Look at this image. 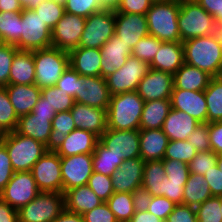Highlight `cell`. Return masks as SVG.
<instances>
[{
  "label": "cell",
  "instance_id": "cell-1",
  "mask_svg": "<svg viewBox=\"0 0 222 222\" xmlns=\"http://www.w3.org/2000/svg\"><path fill=\"white\" fill-rule=\"evenodd\" d=\"M184 63L216 77L222 62V34L216 32L182 42Z\"/></svg>",
  "mask_w": 222,
  "mask_h": 222
},
{
  "label": "cell",
  "instance_id": "cell-2",
  "mask_svg": "<svg viewBox=\"0 0 222 222\" xmlns=\"http://www.w3.org/2000/svg\"><path fill=\"white\" fill-rule=\"evenodd\" d=\"M143 107L144 100L137 91L112 95L107 109V129L140 130Z\"/></svg>",
  "mask_w": 222,
  "mask_h": 222
},
{
  "label": "cell",
  "instance_id": "cell-3",
  "mask_svg": "<svg viewBox=\"0 0 222 222\" xmlns=\"http://www.w3.org/2000/svg\"><path fill=\"white\" fill-rule=\"evenodd\" d=\"M179 11V1L152 2L150 9L146 12L149 35L163 42H181L178 27Z\"/></svg>",
  "mask_w": 222,
  "mask_h": 222
},
{
  "label": "cell",
  "instance_id": "cell-4",
  "mask_svg": "<svg viewBox=\"0 0 222 222\" xmlns=\"http://www.w3.org/2000/svg\"><path fill=\"white\" fill-rule=\"evenodd\" d=\"M1 143L6 147L14 172L31 171L47 152L43 143L16 131L5 133Z\"/></svg>",
  "mask_w": 222,
  "mask_h": 222
},
{
  "label": "cell",
  "instance_id": "cell-5",
  "mask_svg": "<svg viewBox=\"0 0 222 222\" xmlns=\"http://www.w3.org/2000/svg\"><path fill=\"white\" fill-rule=\"evenodd\" d=\"M178 27L181 42L218 32L214 17L206 12L195 0L180 2Z\"/></svg>",
  "mask_w": 222,
  "mask_h": 222
},
{
  "label": "cell",
  "instance_id": "cell-6",
  "mask_svg": "<svg viewBox=\"0 0 222 222\" xmlns=\"http://www.w3.org/2000/svg\"><path fill=\"white\" fill-rule=\"evenodd\" d=\"M35 84L40 88L56 85L63 72L70 66L69 52L55 47L33 50Z\"/></svg>",
  "mask_w": 222,
  "mask_h": 222
},
{
  "label": "cell",
  "instance_id": "cell-7",
  "mask_svg": "<svg viewBox=\"0 0 222 222\" xmlns=\"http://www.w3.org/2000/svg\"><path fill=\"white\" fill-rule=\"evenodd\" d=\"M64 210V193L40 192L18 210V219L19 222H53Z\"/></svg>",
  "mask_w": 222,
  "mask_h": 222
},
{
  "label": "cell",
  "instance_id": "cell-8",
  "mask_svg": "<svg viewBox=\"0 0 222 222\" xmlns=\"http://www.w3.org/2000/svg\"><path fill=\"white\" fill-rule=\"evenodd\" d=\"M51 29L33 10L21 12L20 50H37L52 47Z\"/></svg>",
  "mask_w": 222,
  "mask_h": 222
},
{
  "label": "cell",
  "instance_id": "cell-9",
  "mask_svg": "<svg viewBox=\"0 0 222 222\" xmlns=\"http://www.w3.org/2000/svg\"><path fill=\"white\" fill-rule=\"evenodd\" d=\"M115 33V10L103 9L86 18L78 47L100 49Z\"/></svg>",
  "mask_w": 222,
  "mask_h": 222
},
{
  "label": "cell",
  "instance_id": "cell-10",
  "mask_svg": "<svg viewBox=\"0 0 222 222\" xmlns=\"http://www.w3.org/2000/svg\"><path fill=\"white\" fill-rule=\"evenodd\" d=\"M149 70V63L130 55L124 66L106 77L110 95L137 91L139 82Z\"/></svg>",
  "mask_w": 222,
  "mask_h": 222
},
{
  "label": "cell",
  "instance_id": "cell-11",
  "mask_svg": "<svg viewBox=\"0 0 222 222\" xmlns=\"http://www.w3.org/2000/svg\"><path fill=\"white\" fill-rule=\"evenodd\" d=\"M40 193L31 171L14 172L12 178L0 192V198L15 210L28 204Z\"/></svg>",
  "mask_w": 222,
  "mask_h": 222
},
{
  "label": "cell",
  "instance_id": "cell-12",
  "mask_svg": "<svg viewBox=\"0 0 222 222\" xmlns=\"http://www.w3.org/2000/svg\"><path fill=\"white\" fill-rule=\"evenodd\" d=\"M31 173L40 192H62L61 160L56 152L47 151Z\"/></svg>",
  "mask_w": 222,
  "mask_h": 222
},
{
  "label": "cell",
  "instance_id": "cell-13",
  "mask_svg": "<svg viewBox=\"0 0 222 222\" xmlns=\"http://www.w3.org/2000/svg\"><path fill=\"white\" fill-rule=\"evenodd\" d=\"M85 24V17L65 12L51 31L52 47L67 52L78 47Z\"/></svg>",
  "mask_w": 222,
  "mask_h": 222
},
{
  "label": "cell",
  "instance_id": "cell-14",
  "mask_svg": "<svg viewBox=\"0 0 222 222\" xmlns=\"http://www.w3.org/2000/svg\"><path fill=\"white\" fill-rule=\"evenodd\" d=\"M62 193L75 187L87 185L93 174L92 154H77L60 157Z\"/></svg>",
  "mask_w": 222,
  "mask_h": 222
},
{
  "label": "cell",
  "instance_id": "cell-15",
  "mask_svg": "<svg viewBox=\"0 0 222 222\" xmlns=\"http://www.w3.org/2000/svg\"><path fill=\"white\" fill-rule=\"evenodd\" d=\"M99 142L123 161L140 157L139 130L107 129L99 137Z\"/></svg>",
  "mask_w": 222,
  "mask_h": 222
},
{
  "label": "cell",
  "instance_id": "cell-16",
  "mask_svg": "<svg viewBox=\"0 0 222 222\" xmlns=\"http://www.w3.org/2000/svg\"><path fill=\"white\" fill-rule=\"evenodd\" d=\"M110 97L106 78L101 76H81L79 78L78 94L74 97L75 102L107 110Z\"/></svg>",
  "mask_w": 222,
  "mask_h": 222
},
{
  "label": "cell",
  "instance_id": "cell-17",
  "mask_svg": "<svg viewBox=\"0 0 222 222\" xmlns=\"http://www.w3.org/2000/svg\"><path fill=\"white\" fill-rule=\"evenodd\" d=\"M173 86V74L150 68L139 82L137 92L144 102L170 99Z\"/></svg>",
  "mask_w": 222,
  "mask_h": 222
},
{
  "label": "cell",
  "instance_id": "cell-18",
  "mask_svg": "<svg viewBox=\"0 0 222 222\" xmlns=\"http://www.w3.org/2000/svg\"><path fill=\"white\" fill-rule=\"evenodd\" d=\"M131 49L143 37L149 35L146 15L115 13V33Z\"/></svg>",
  "mask_w": 222,
  "mask_h": 222
},
{
  "label": "cell",
  "instance_id": "cell-19",
  "mask_svg": "<svg viewBox=\"0 0 222 222\" xmlns=\"http://www.w3.org/2000/svg\"><path fill=\"white\" fill-rule=\"evenodd\" d=\"M172 109L183 111L199 123H207V103L204 91L173 90L170 96Z\"/></svg>",
  "mask_w": 222,
  "mask_h": 222
},
{
  "label": "cell",
  "instance_id": "cell-20",
  "mask_svg": "<svg viewBox=\"0 0 222 222\" xmlns=\"http://www.w3.org/2000/svg\"><path fill=\"white\" fill-rule=\"evenodd\" d=\"M145 162L140 158L124 160L111 175L114 192L132 193L141 187Z\"/></svg>",
  "mask_w": 222,
  "mask_h": 222
},
{
  "label": "cell",
  "instance_id": "cell-21",
  "mask_svg": "<svg viewBox=\"0 0 222 222\" xmlns=\"http://www.w3.org/2000/svg\"><path fill=\"white\" fill-rule=\"evenodd\" d=\"M76 128L100 137L107 130V110L75 102L70 109Z\"/></svg>",
  "mask_w": 222,
  "mask_h": 222
},
{
  "label": "cell",
  "instance_id": "cell-22",
  "mask_svg": "<svg viewBox=\"0 0 222 222\" xmlns=\"http://www.w3.org/2000/svg\"><path fill=\"white\" fill-rule=\"evenodd\" d=\"M101 77L106 78L125 65L132 49L115 34L100 48Z\"/></svg>",
  "mask_w": 222,
  "mask_h": 222
},
{
  "label": "cell",
  "instance_id": "cell-23",
  "mask_svg": "<svg viewBox=\"0 0 222 222\" xmlns=\"http://www.w3.org/2000/svg\"><path fill=\"white\" fill-rule=\"evenodd\" d=\"M99 137L91 131L76 128L67 136L56 151L60 157H69L77 154H92L95 151Z\"/></svg>",
  "mask_w": 222,
  "mask_h": 222
},
{
  "label": "cell",
  "instance_id": "cell-24",
  "mask_svg": "<svg viewBox=\"0 0 222 222\" xmlns=\"http://www.w3.org/2000/svg\"><path fill=\"white\" fill-rule=\"evenodd\" d=\"M101 52L96 48L76 47L69 52V64L80 76H101Z\"/></svg>",
  "mask_w": 222,
  "mask_h": 222
},
{
  "label": "cell",
  "instance_id": "cell-25",
  "mask_svg": "<svg viewBox=\"0 0 222 222\" xmlns=\"http://www.w3.org/2000/svg\"><path fill=\"white\" fill-rule=\"evenodd\" d=\"M184 64L182 42H163L159 47L150 68L175 74Z\"/></svg>",
  "mask_w": 222,
  "mask_h": 222
},
{
  "label": "cell",
  "instance_id": "cell-26",
  "mask_svg": "<svg viewBox=\"0 0 222 222\" xmlns=\"http://www.w3.org/2000/svg\"><path fill=\"white\" fill-rule=\"evenodd\" d=\"M5 88L18 117L31 113L41 97V89L36 84H8Z\"/></svg>",
  "mask_w": 222,
  "mask_h": 222
},
{
  "label": "cell",
  "instance_id": "cell-27",
  "mask_svg": "<svg viewBox=\"0 0 222 222\" xmlns=\"http://www.w3.org/2000/svg\"><path fill=\"white\" fill-rule=\"evenodd\" d=\"M200 123L187 113L171 109L164 120L162 130L169 141L187 140Z\"/></svg>",
  "mask_w": 222,
  "mask_h": 222
},
{
  "label": "cell",
  "instance_id": "cell-28",
  "mask_svg": "<svg viewBox=\"0 0 222 222\" xmlns=\"http://www.w3.org/2000/svg\"><path fill=\"white\" fill-rule=\"evenodd\" d=\"M140 158L146 161L163 160L169 139L162 129L139 130Z\"/></svg>",
  "mask_w": 222,
  "mask_h": 222
},
{
  "label": "cell",
  "instance_id": "cell-29",
  "mask_svg": "<svg viewBox=\"0 0 222 222\" xmlns=\"http://www.w3.org/2000/svg\"><path fill=\"white\" fill-rule=\"evenodd\" d=\"M53 118L54 116H35L31 112L19 117L15 131L46 145L52 131Z\"/></svg>",
  "mask_w": 222,
  "mask_h": 222
},
{
  "label": "cell",
  "instance_id": "cell-30",
  "mask_svg": "<svg viewBox=\"0 0 222 222\" xmlns=\"http://www.w3.org/2000/svg\"><path fill=\"white\" fill-rule=\"evenodd\" d=\"M64 203L65 210L82 216L104 202L97 197L88 185H82L67 190L64 193Z\"/></svg>",
  "mask_w": 222,
  "mask_h": 222
},
{
  "label": "cell",
  "instance_id": "cell-31",
  "mask_svg": "<svg viewBox=\"0 0 222 222\" xmlns=\"http://www.w3.org/2000/svg\"><path fill=\"white\" fill-rule=\"evenodd\" d=\"M9 84H35V65L32 50L18 49L16 51L11 65Z\"/></svg>",
  "mask_w": 222,
  "mask_h": 222
},
{
  "label": "cell",
  "instance_id": "cell-32",
  "mask_svg": "<svg viewBox=\"0 0 222 222\" xmlns=\"http://www.w3.org/2000/svg\"><path fill=\"white\" fill-rule=\"evenodd\" d=\"M211 79L207 72L186 63L173 75L176 89L190 91H205Z\"/></svg>",
  "mask_w": 222,
  "mask_h": 222
},
{
  "label": "cell",
  "instance_id": "cell-33",
  "mask_svg": "<svg viewBox=\"0 0 222 222\" xmlns=\"http://www.w3.org/2000/svg\"><path fill=\"white\" fill-rule=\"evenodd\" d=\"M171 109L170 99L144 102L140 130L162 129L164 120Z\"/></svg>",
  "mask_w": 222,
  "mask_h": 222
},
{
  "label": "cell",
  "instance_id": "cell-34",
  "mask_svg": "<svg viewBox=\"0 0 222 222\" xmlns=\"http://www.w3.org/2000/svg\"><path fill=\"white\" fill-rule=\"evenodd\" d=\"M212 197L209 184L203 175L190 173L184 186L183 205L196 208Z\"/></svg>",
  "mask_w": 222,
  "mask_h": 222
},
{
  "label": "cell",
  "instance_id": "cell-35",
  "mask_svg": "<svg viewBox=\"0 0 222 222\" xmlns=\"http://www.w3.org/2000/svg\"><path fill=\"white\" fill-rule=\"evenodd\" d=\"M74 129L76 126L70 110L56 113L52 120V131L45 145L46 150L56 152L65 140V136Z\"/></svg>",
  "mask_w": 222,
  "mask_h": 222
},
{
  "label": "cell",
  "instance_id": "cell-36",
  "mask_svg": "<svg viewBox=\"0 0 222 222\" xmlns=\"http://www.w3.org/2000/svg\"><path fill=\"white\" fill-rule=\"evenodd\" d=\"M207 103V123L222 121V80L212 77L204 91Z\"/></svg>",
  "mask_w": 222,
  "mask_h": 222
},
{
  "label": "cell",
  "instance_id": "cell-37",
  "mask_svg": "<svg viewBox=\"0 0 222 222\" xmlns=\"http://www.w3.org/2000/svg\"><path fill=\"white\" fill-rule=\"evenodd\" d=\"M165 176L163 160L146 161L141 186L152 196H162V183Z\"/></svg>",
  "mask_w": 222,
  "mask_h": 222
},
{
  "label": "cell",
  "instance_id": "cell-38",
  "mask_svg": "<svg viewBox=\"0 0 222 222\" xmlns=\"http://www.w3.org/2000/svg\"><path fill=\"white\" fill-rule=\"evenodd\" d=\"M93 172H98L103 175L111 176L123 159L115 156L111 151L106 149L99 141L96 144L95 151L92 153Z\"/></svg>",
  "mask_w": 222,
  "mask_h": 222
},
{
  "label": "cell",
  "instance_id": "cell-39",
  "mask_svg": "<svg viewBox=\"0 0 222 222\" xmlns=\"http://www.w3.org/2000/svg\"><path fill=\"white\" fill-rule=\"evenodd\" d=\"M21 12H0V37L4 44L17 45L20 42Z\"/></svg>",
  "mask_w": 222,
  "mask_h": 222
},
{
  "label": "cell",
  "instance_id": "cell-40",
  "mask_svg": "<svg viewBox=\"0 0 222 222\" xmlns=\"http://www.w3.org/2000/svg\"><path fill=\"white\" fill-rule=\"evenodd\" d=\"M109 209L115 214L118 222H130L135 213L132 193H117L106 201Z\"/></svg>",
  "mask_w": 222,
  "mask_h": 222
},
{
  "label": "cell",
  "instance_id": "cell-41",
  "mask_svg": "<svg viewBox=\"0 0 222 222\" xmlns=\"http://www.w3.org/2000/svg\"><path fill=\"white\" fill-rule=\"evenodd\" d=\"M18 119L19 117L10 102L6 88L0 87V129L4 133L15 131Z\"/></svg>",
  "mask_w": 222,
  "mask_h": 222
},
{
  "label": "cell",
  "instance_id": "cell-42",
  "mask_svg": "<svg viewBox=\"0 0 222 222\" xmlns=\"http://www.w3.org/2000/svg\"><path fill=\"white\" fill-rule=\"evenodd\" d=\"M41 95L53 107L56 113L69 111L75 103L73 97L64 91H60L55 85L41 89Z\"/></svg>",
  "mask_w": 222,
  "mask_h": 222
},
{
  "label": "cell",
  "instance_id": "cell-43",
  "mask_svg": "<svg viewBox=\"0 0 222 222\" xmlns=\"http://www.w3.org/2000/svg\"><path fill=\"white\" fill-rule=\"evenodd\" d=\"M196 154V149L187 140L169 141L164 159H174L189 164Z\"/></svg>",
  "mask_w": 222,
  "mask_h": 222
},
{
  "label": "cell",
  "instance_id": "cell-44",
  "mask_svg": "<svg viewBox=\"0 0 222 222\" xmlns=\"http://www.w3.org/2000/svg\"><path fill=\"white\" fill-rule=\"evenodd\" d=\"M33 11L39 15L44 23H46V25L52 30L57 22L63 17L65 8L64 5L53 0H45Z\"/></svg>",
  "mask_w": 222,
  "mask_h": 222
},
{
  "label": "cell",
  "instance_id": "cell-45",
  "mask_svg": "<svg viewBox=\"0 0 222 222\" xmlns=\"http://www.w3.org/2000/svg\"><path fill=\"white\" fill-rule=\"evenodd\" d=\"M162 43L163 41L155 36L148 35L135 44L131 55L150 64Z\"/></svg>",
  "mask_w": 222,
  "mask_h": 222
},
{
  "label": "cell",
  "instance_id": "cell-46",
  "mask_svg": "<svg viewBox=\"0 0 222 222\" xmlns=\"http://www.w3.org/2000/svg\"><path fill=\"white\" fill-rule=\"evenodd\" d=\"M221 197L212 196L196 209L198 222H222Z\"/></svg>",
  "mask_w": 222,
  "mask_h": 222
},
{
  "label": "cell",
  "instance_id": "cell-47",
  "mask_svg": "<svg viewBox=\"0 0 222 222\" xmlns=\"http://www.w3.org/2000/svg\"><path fill=\"white\" fill-rule=\"evenodd\" d=\"M87 185L103 202H106L114 193L111 176L98 172H93Z\"/></svg>",
  "mask_w": 222,
  "mask_h": 222
},
{
  "label": "cell",
  "instance_id": "cell-48",
  "mask_svg": "<svg viewBox=\"0 0 222 222\" xmlns=\"http://www.w3.org/2000/svg\"><path fill=\"white\" fill-rule=\"evenodd\" d=\"M65 12L89 17L93 13L103 10L99 0H66Z\"/></svg>",
  "mask_w": 222,
  "mask_h": 222
},
{
  "label": "cell",
  "instance_id": "cell-49",
  "mask_svg": "<svg viewBox=\"0 0 222 222\" xmlns=\"http://www.w3.org/2000/svg\"><path fill=\"white\" fill-rule=\"evenodd\" d=\"M218 154L210 151H199L191 160L189 165V172L194 174L205 175L211 168L217 165Z\"/></svg>",
  "mask_w": 222,
  "mask_h": 222
},
{
  "label": "cell",
  "instance_id": "cell-50",
  "mask_svg": "<svg viewBox=\"0 0 222 222\" xmlns=\"http://www.w3.org/2000/svg\"><path fill=\"white\" fill-rule=\"evenodd\" d=\"M17 50L15 45L8 44L0 48V87L9 84L11 65Z\"/></svg>",
  "mask_w": 222,
  "mask_h": 222
},
{
  "label": "cell",
  "instance_id": "cell-51",
  "mask_svg": "<svg viewBox=\"0 0 222 222\" xmlns=\"http://www.w3.org/2000/svg\"><path fill=\"white\" fill-rule=\"evenodd\" d=\"M163 166L169 181L187 182L189 177V165L174 159H163Z\"/></svg>",
  "mask_w": 222,
  "mask_h": 222
},
{
  "label": "cell",
  "instance_id": "cell-52",
  "mask_svg": "<svg viewBox=\"0 0 222 222\" xmlns=\"http://www.w3.org/2000/svg\"><path fill=\"white\" fill-rule=\"evenodd\" d=\"M209 123H200L190 134L187 141L199 151H210Z\"/></svg>",
  "mask_w": 222,
  "mask_h": 222
},
{
  "label": "cell",
  "instance_id": "cell-53",
  "mask_svg": "<svg viewBox=\"0 0 222 222\" xmlns=\"http://www.w3.org/2000/svg\"><path fill=\"white\" fill-rule=\"evenodd\" d=\"M81 76L72 68L68 67L60 79L56 83V87L60 89V91H64L71 97H75L78 94L79 87V78Z\"/></svg>",
  "mask_w": 222,
  "mask_h": 222
},
{
  "label": "cell",
  "instance_id": "cell-54",
  "mask_svg": "<svg viewBox=\"0 0 222 222\" xmlns=\"http://www.w3.org/2000/svg\"><path fill=\"white\" fill-rule=\"evenodd\" d=\"M176 204L164 196H152L148 212L160 218L164 222L167 217L172 213Z\"/></svg>",
  "mask_w": 222,
  "mask_h": 222
},
{
  "label": "cell",
  "instance_id": "cell-55",
  "mask_svg": "<svg viewBox=\"0 0 222 222\" xmlns=\"http://www.w3.org/2000/svg\"><path fill=\"white\" fill-rule=\"evenodd\" d=\"M186 182L169 181L167 176L162 183V196L168 198L176 205L183 204V193Z\"/></svg>",
  "mask_w": 222,
  "mask_h": 222
},
{
  "label": "cell",
  "instance_id": "cell-56",
  "mask_svg": "<svg viewBox=\"0 0 222 222\" xmlns=\"http://www.w3.org/2000/svg\"><path fill=\"white\" fill-rule=\"evenodd\" d=\"M84 222H118L106 202L82 215Z\"/></svg>",
  "mask_w": 222,
  "mask_h": 222
},
{
  "label": "cell",
  "instance_id": "cell-57",
  "mask_svg": "<svg viewBox=\"0 0 222 222\" xmlns=\"http://www.w3.org/2000/svg\"><path fill=\"white\" fill-rule=\"evenodd\" d=\"M152 4L151 0H122L115 13L146 15Z\"/></svg>",
  "mask_w": 222,
  "mask_h": 222
},
{
  "label": "cell",
  "instance_id": "cell-58",
  "mask_svg": "<svg viewBox=\"0 0 222 222\" xmlns=\"http://www.w3.org/2000/svg\"><path fill=\"white\" fill-rule=\"evenodd\" d=\"M165 222H198L196 209L191 206L178 204Z\"/></svg>",
  "mask_w": 222,
  "mask_h": 222
},
{
  "label": "cell",
  "instance_id": "cell-59",
  "mask_svg": "<svg viewBox=\"0 0 222 222\" xmlns=\"http://www.w3.org/2000/svg\"><path fill=\"white\" fill-rule=\"evenodd\" d=\"M14 174L6 147L0 143V192L7 185Z\"/></svg>",
  "mask_w": 222,
  "mask_h": 222
},
{
  "label": "cell",
  "instance_id": "cell-60",
  "mask_svg": "<svg viewBox=\"0 0 222 222\" xmlns=\"http://www.w3.org/2000/svg\"><path fill=\"white\" fill-rule=\"evenodd\" d=\"M204 179L210 186L212 196L222 197V172L217 165L205 173Z\"/></svg>",
  "mask_w": 222,
  "mask_h": 222
},
{
  "label": "cell",
  "instance_id": "cell-61",
  "mask_svg": "<svg viewBox=\"0 0 222 222\" xmlns=\"http://www.w3.org/2000/svg\"><path fill=\"white\" fill-rule=\"evenodd\" d=\"M135 212L147 211L152 200V195L144 188L138 187L132 192Z\"/></svg>",
  "mask_w": 222,
  "mask_h": 222
},
{
  "label": "cell",
  "instance_id": "cell-62",
  "mask_svg": "<svg viewBox=\"0 0 222 222\" xmlns=\"http://www.w3.org/2000/svg\"><path fill=\"white\" fill-rule=\"evenodd\" d=\"M209 135L211 150L222 154V121L209 123Z\"/></svg>",
  "mask_w": 222,
  "mask_h": 222
},
{
  "label": "cell",
  "instance_id": "cell-63",
  "mask_svg": "<svg viewBox=\"0 0 222 222\" xmlns=\"http://www.w3.org/2000/svg\"><path fill=\"white\" fill-rule=\"evenodd\" d=\"M217 23L222 18V0H195Z\"/></svg>",
  "mask_w": 222,
  "mask_h": 222
},
{
  "label": "cell",
  "instance_id": "cell-64",
  "mask_svg": "<svg viewBox=\"0 0 222 222\" xmlns=\"http://www.w3.org/2000/svg\"><path fill=\"white\" fill-rule=\"evenodd\" d=\"M0 222H19L18 211L0 198Z\"/></svg>",
  "mask_w": 222,
  "mask_h": 222
},
{
  "label": "cell",
  "instance_id": "cell-65",
  "mask_svg": "<svg viewBox=\"0 0 222 222\" xmlns=\"http://www.w3.org/2000/svg\"><path fill=\"white\" fill-rule=\"evenodd\" d=\"M32 113L35 116H55L56 114L53 107L49 105L47 100L42 95L37 101L35 107L33 108Z\"/></svg>",
  "mask_w": 222,
  "mask_h": 222
},
{
  "label": "cell",
  "instance_id": "cell-66",
  "mask_svg": "<svg viewBox=\"0 0 222 222\" xmlns=\"http://www.w3.org/2000/svg\"><path fill=\"white\" fill-rule=\"evenodd\" d=\"M23 8L18 0H0V12L20 13Z\"/></svg>",
  "mask_w": 222,
  "mask_h": 222
},
{
  "label": "cell",
  "instance_id": "cell-67",
  "mask_svg": "<svg viewBox=\"0 0 222 222\" xmlns=\"http://www.w3.org/2000/svg\"><path fill=\"white\" fill-rule=\"evenodd\" d=\"M130 222H164L148 211L135 212Z\"/></svg>",
  "mask_w": 222,
  "mask_h": 222
},
{
  "label": "cell",
  "instance_id": "cell-68",
  "mask_svg": "<svg viewBox=\"0 0 222 222\" xmlns=\"http://www.w3.org/2000/svg\"><path fill=\"white\" fill-rule=\"evenodd\" d=\"M53 222H84L83 216L64 210Z\"/></svg>",
  "mask_w": 222,
  "mask_h": 222
},
{
  "label": "cell",
  "instance_id": "cell-69",
  "mask_svg": "<svg viewBox=\"0 0 222 222\" xmlns=\"http://www.w3.org/2000/svg\"><path fill=\"white\" fill-rule=\"evenodd\" d=\"M23 9L34 10L40 3L45 0H18Z\"/></svg>",
  "mask_w": 222,
  "mask_h": 222
},
{
  "label": "cell",
  "instance_id": "cell-70",
  "mask_svg": "<svg viewBox=\"0 0 222 222\" xmlns=\"http://www.w3.org/2000/svg\"><path fill=\"white\" fill-rule=\"evenodd\" d=\"M103 9L116 10L122 0H99Z\"/></svg>",
  "mask_w": 222,
  "mask_h": 222
},
{
  "label": "cell",
  "instance_id": "cell-71",
  "mask_svg": "<svg viewBox=\"0 0 222 222\" xmlns=\"http://www.w3.org/2000/svg\"><path fill=\"white\" fill-rule=\"evenodd\" d=\"M217 167L222 172V154H218Z\"/></svg>",
  "mask_w": 222,
  "mask_h": 222
},
{
  "label": "cell",
  "instance_id": "cell-72",
  "mask_svg": "<svg viewBox=\"0 0 222 222\" xmlns=\"http://www.w3.org/2000/svg\"><path fill=\"white\" fill-rule=\"evenodd\" d=\"M216 24L218 32L222 34V18Z\"/></svg>",
  "mask_w": 222,
  "mask_h": 222
},
{
  "label": "cell",
  "instance_id": "cell-73",
  "mask_svg": "<svg viewBox=\"0 0 222 222\" xmlns=\"http://www.w3.org/2000/svg\"><path fill=\"white\" fill-rule=\"evenodd\" d=\"M216 77L222 80V62H221V66Z\"/></svg>",
  "mask_w": 222,
  "mask_h": 222
},
{
  "label": "cell",
  "instance_id": "cell-74",
  "mask_svg": "<svg viewBox=\"0 0 222 222\" xmlns=\"http://www.w3.org/2000/svg\"><path fill=\"white\" fill-rule=\"evenodd\" d=\"M53 1H55L59 4H62V5H65V3H66V0H53Z\"/></svg>",
  "mask_w": 222,
  "mask_h": 222
},
{
  "label": "cell",
  "instance_id": "cell-75",
  "mask_svg": "<svg viewBox=\"0 0 222 222\" xmlns=\"http://www.w3.org/2000/svg\"><path fill=\"white\" fill-rule=\"evenodd\" d=\"M5 133L0 129V141L3 140Z\"/></svg>",
  "mask_w": 222,
  "mask_h": 222
},
{
  "label": "cell",
  "instance_id": "cell-76",
  "mask_svg": "<svg viewBox=\"0 0 222 222\" xmlns=\"http://www.w3.org/2000/svg\"><path fill=\"white\" fill-rule=\"evenodd\" d=\"M3 45H5V44H4L3 40H2V38L0 37V48H1Z\"/></svg>",
  "mask_w": 222,
  "mask_h": 222
},
{
  "label": "cell",
  "instance_id": "cell-77",
  "mask_svg": "<svg viewBox=\"0 0 222 222\" xmlns=\"http://www.w3.org/2000/svg\"><path fill=\"white\" fill-rule=\"evenodd\" d=\"M220 207H221V214H222V197H221V205H220Z\"/></svg>",
  "mask_w": 222,
  "mask_h": 222
},
{
  "label": "cell",
  "instance_id": "cell-78",
  "mask_svg": "<svg viewBox=\"0 0 222 222\" xmlns=\"http://www.w3.org/2000/svg\"><path fill=\"white\" fill-rule=\"evenodd\" d=\"M152 2H157V1H164V0H151Z\"/></svg>",
  "mask_w": 222,
  "mask_h": 222
}]
</instances>
